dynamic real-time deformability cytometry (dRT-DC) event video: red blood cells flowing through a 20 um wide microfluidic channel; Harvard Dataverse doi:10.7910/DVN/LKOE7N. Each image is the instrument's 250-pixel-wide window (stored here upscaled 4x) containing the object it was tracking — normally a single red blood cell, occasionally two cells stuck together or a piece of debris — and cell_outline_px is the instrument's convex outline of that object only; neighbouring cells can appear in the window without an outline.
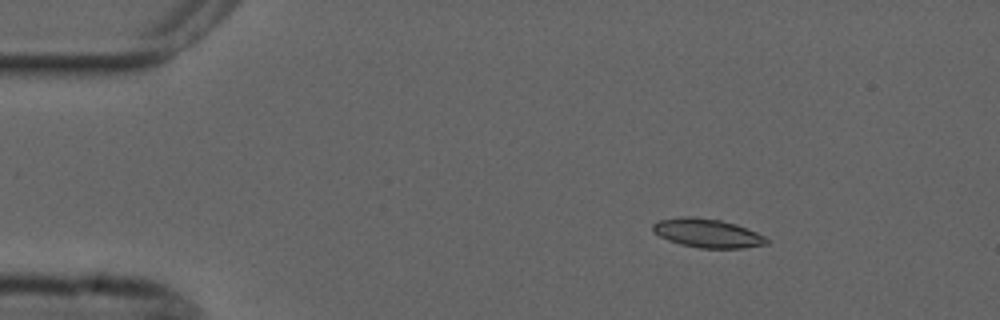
{"species": "common noctule bat (a hibernating species)", "species_latin": "Nyctalus noctula", "temperature_condition": "cold", "stored_images_in_passage": 10, "camera_frame_rate_fps": 3000, "um_per_image_px": 0.085, "animal": {"sex": "male", "forearm_length_mm": 52.5}, "frame": {"image": 1, "passage_image": 1, "time_ms": 0.0, "image_size_px": [1000, 320], "cell_outline_px": [[768, 244], [744, 248], [700, 248], [680, 244], [668, 240], [652, 232], [652, 224], [660, 220], [680, 216], [692, 216], [720, 220], [736, 224], [756, 232], [764, 236], [768, 240]], "centroid_in_image_um": [60.11, 19.81], "position_along_channel_um": 24.9, "area_um2": 19.13}}
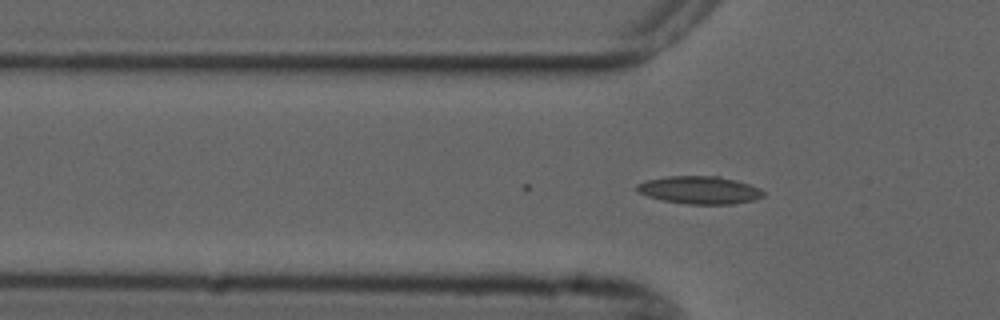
{"frame": {"image": 2, "passage_image": 10, "time_ms": 3.0, "image_size_px": [1000, 320], "cell_outline_px": [[764, 196], [752, 200], [732, 204], [688, 204], [664, 200], [648, 196], [640, 192], [636, 188], [636, 184], [644, 180], [668, 176], [720, 176], [736, 180], [760, 188], [764, 192]], "centroid_in_image_um": [59.46, 16.14], "position_along_channel_um": 66.3, "area_um2": 20.35}}